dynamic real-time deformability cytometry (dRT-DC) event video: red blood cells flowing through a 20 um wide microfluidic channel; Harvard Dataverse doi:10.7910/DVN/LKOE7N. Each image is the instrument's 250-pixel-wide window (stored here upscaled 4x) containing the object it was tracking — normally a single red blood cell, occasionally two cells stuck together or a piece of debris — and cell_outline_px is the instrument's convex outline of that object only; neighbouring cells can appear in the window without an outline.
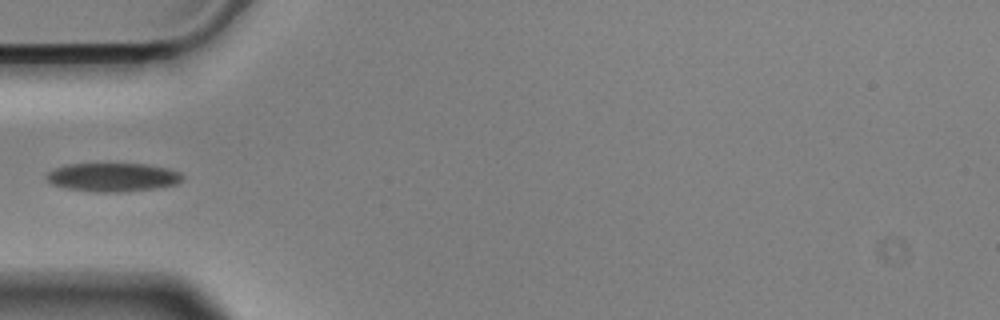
{"species": "Egyptian fruit bat (a non-hibernating species)", "species_latin": "Rousettus aegyptiacus", "temperature_condition": "cold", "stored_images_in_passage": 3, "camera_frame_rate_fps": 3000, "um_per_image_px": 0.085, "animal": {"sex": "male"}, "frame": {"image": 1, "passage_image": 1, "time_ms": 0.0, "image_size_px": [1000, 320], "cell_outline_px": [[184, 176], [176, 184], [156, 188], [120, 192], [100, 192], [68, 188], [52, 184], [44, 176], [48, 172], [56, 168], [68, 164], [148, 164], [168, 168], [180, 172]], "centroid_in_image_um": [9.61, 15.06], "position_along_channel_um": 75.4, "area_um2": 22.48}}